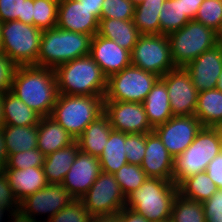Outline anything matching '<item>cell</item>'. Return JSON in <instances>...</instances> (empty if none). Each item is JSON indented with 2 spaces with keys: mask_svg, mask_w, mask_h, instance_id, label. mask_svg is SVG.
<instances>
[{
  "mask_svg": "<svg viewBox=\"0 0 222 222\" xmlns=\"http://www.w3.org/2000/svg\"><path fill=\"white\" fill-rule=\"evenodd\" d=\"M11 92L41 117L50 116L59 95L54 69L17 66Z\"/></svg>",
  "mask_w": 222,
  "mask_h": 222,
  "instance_id": "cell-1",
  "label": "cell"
},
{
  "mask_svg": "<svg viewBox=\"0 0 222 222\" xmlns=\"http://www.w3.org/2000/svg\"><path fill=\"white\" fill-rule=\"evenodd\" d=\"M54 71L59 94L105 96L108 78L90 55L63 63Z\"/></svg>",
  "mask_w": 222,
  "mask_h": 222,
  "instance_id": "cell-2",
  "label": "cell"
},
{
  "mask_svg": "<svg viewBox=\"0 0 222 222\" xmlns=\"http://www.w3.org/2000/svg\"><path fill=\"white\" fill-rule=\"evenodd\" d=\"M178 194L173 180L148 177L127 198L125 206L142 214L149 222L169 220Z\"/></svg>",
  "mask_w": 222,
  "mask_h": 222,
  "instance_id": "cell-3",
  "label": "cell"
},
{
  "mask_svg": "<svg viewBox=\"0 0 222 222\" xmlns=\"http://www.w3.org/2000/svg\"><path fill=\"white\" fill-rule=\"evenodd\" d=\"M92 37L59 27L43 30L36 66H57L90 54Z\"/></svg>",
  "mask_w": 222,
  "mask_h": 222,
  "instance_id": "cell-4",
  "label": "cell"
},
{
  "mask_svg": "<svg viewBox=\"0 0 222 222\" xmlns=\"http://www.w3.org/2000/svg\"><path fill=\"white\" fill-rule=\"evenodd\" d=\"M222 152V135L218 127H202L192 144L173 161V182L204 172L211 160Z\"/></svg>",
  "mask_w": 222,
  "mask_h": 222,
  "instance_id": "cell-5",
  "label": "cell"
},
{
  "mask_svg": "<svg viewBox=\"0 0 222 222\" xmlns=\"http://www.w3.org/2000/svg\"><path fill=\"white\" fill-rule=\"evenodd\" d=\"M104 113V97L59 94L50 117L74 139Z\"/></svg>",
  "mask_w": 222,
  "mask_h": 222,
  "instance_id": "cell-6",
  "label": "cell"
},
{
  "mask_svg": "<svg viewBox=\"0 0 222 222\" xmlns=\"http://www.w3.org/2000/svg\"><path fill=\"white\" fill-rule=\"evenodd\" d=\"M176 67H185L203 52L217 45V32L195 20L167 35Z\"/></svg>",
  "mask_w": 222,
  "mask_h": 222,
  "instance_id": "cell-7",
  "label": "cell"
},
{
  "mask_svg": "<svg viewBox=\"0 0 222 222\" xmlns=\"http://www.w3.org/2000/svg\"><path fill=\"white\" fill-rule=\"evenodd\" d=\"M43 31L34 25L13 20L1 25V51L18 66L37 63Z\"/></svg>",
  "mask_w": 222,
  "mask_h": 222,
  "instance_id": "cell-8",
  "label": "cell"
},
{
  "mask_svg": "<svg viewBox=\"0 0 222 222\" xmlns=\"http://www.w3.org/2000/svg\"><path fill=\"white\" fill-rule=\"evenodd\" d=\"M159 78L157 74L130 65L107 79L104 101L143 103Z\"/></svg>",
  "mask_w": 222,
  "mask_h": 222,
  "instance_id": "cell-9",
  "label": "cell"
},
{
  "mask_svg": "<svg viewBox=\"0 0 222 222\" xmlns=\"http://www.w3.org/2000/svg\"><path fill=\"white\" fill-rule=\"evenodd\" d=\"M130 55L131 65L160 77L176 68L167 35H140Z\"/></svg>",
  "mask_w": 222,
  "mask_h": 222,
  "instance_id": "cell-10",
  "label": "cell"
},
{
  "mask_svg": "<svg viewBox=\"0 0 222 222\" xmlns=\"http://www.w3.org/2000/svg\"><path fill=\"white\" fill-rule=\"evenodd\" d=\"M80 200L92 216L118 214L126 204L114 175L103 171Z\"/></svg>",
  "mask_w": 222,
  "mask_h": 222,
  "instance_id": "cell-11",
  "label": "cell"
},
{
  "mask_svg": "<svg viewBox=\"0 0 222 222\" xmlns=\"http://www.w3.org/2000/svg\"><path fill=\"white\" fill-rule=\"evenodd\" d=\"M202 124L195 115L173 116L167 122L154 128L170 155L175 158L194 141Z\"/></svg>",
  "mask_w": 222,
  "mask_h": 222,
  "instance_id": "cell-12",
  "label": "cell"
},
{
  "mask_svg": "<svg viewBox=\"0 0 222 222\" xmlns=\"http://www.w3.org/2000/svg\"><path fill=\"white\" fill-rule=\"evenodd\" d=\"M167 86L173 116L194 115L198 91L184 67H176L160 77Z\"/></svg>",
  "mask_w": 222,
  "mask_h": 222,
  "instance_id": "cell-13",
  "label": "cell"
},
{
  "mask_svg": "<svg viewBox=\"0 0 222 222\" xmlns=\"http://www.w3.org/2000/svg\"><path fill=\"white\" fill-rule=\"evenodd\" d=\"M104 113L113 130L123 133L147 134L154 131L150 125L143 103L104 101Z\"/></svg>",
  "mask_w": 222,
  "mask_h": 222,
  "instance_id": "cell-14",
  "label": "cell"
},
{
  "mask_svg": "<svg viewBox=\"0 0 222 222\" xmlns=\"http://www.w3.org/2000/svg\"><path fill=\"white\" fill-rule=\"evenodd\" d=\"M74 198L62 184H47L20 202V210L36 220L35 215L49 213L48 219L69 205Z\"/></svg>",
  "mask_w": 222,
  "mask_h": 222,
  "instance_id": "cell-15",
  "label": "cell"
},
{
  "mask_svg": "<svg viewBox=\"0 0 222 222\" xmlns=\"http://www.w3.org/2000/svg\"><path fill=\"white\" fill-rule=\"evenodd\" d=\"M100 172L99 157L79 151L62 186L74 199H80L96 181Z\"/></svg>",
  "mask_w": 222,
  "mask_h": 222,
  "instance_id": "cell-16",
  "label": "cell"
},
{
  "mask_svg": "<svg viewBox=\"0 0 222 222\" xmlns=\"http://www.w3.org/2000/svg\"><path fill=\"white\" fill-rule=\"evenodd\" d=\"M89 55L100 66L107 78L131 65L129 50L98 34L91 39Z\"/></svg>",
  "mask_w": 222,
  "mask_h": 222,
  "instance_id": "cell-17",
  "label": "cell"
},
{
  "mask_svg": "<svg viewBox=\"0 0 222 222\" xmlns=\"http://www.w3.org/2000/svg\"><path fill=\"white\" fill-rule=\"evenodd\" d=\"M197 91L215 89L222 72V53L216 45L199 55L184 67Z\"/></svg>",
  "mask_w": 222,
  "mask_h": 222,
  "instance_id": "cell-18",
  "label": "cell"
},
{
  "mask_svg": "<svg viewBox=\"0 0 222 222\" xmlns=\"http://www.w3.org/2000/svg\"><path fill=\"white\" fill-rule=\"evenodd\" d=\"M99 19L78 0H60L57 26L63 30L87 34L98 32Z\"/></svg>",
  "mask_w": 222,
  "mask_h": 222,
  "instance_id": "cell-19",
  "label": "cell"
},
{
  "mask_svg": "<svg viewBox=\"0 0 222 222\" xmlns=\"http://www.w3.org/2000/svg\"><path fill=\"white\" fill-rule=\"evenodd\" d=\"M174 158L155 131L146 134V149L141 168L148 177L173 180Z\"/></svg>",
  "mask_w": 222,
  "mask_h": 222,
  "instance_id": "cell-20",
  "label": "cell"
},
{
  "mask_svg": "<svg viewBox=\"0 0 222 222\" xmlns=\"http://www.w3.org/2000/svg\"><path fill=\"white\" fill-rule=\"evenodd\" d=\"M4 171L19 202L48 184L42 167H29L23 170L4 169Z\"/></svg>",
  "mask_w": 222,
  "mask_h": 222,
  "instance_id": "cell-21",
  "label": "cell"
},
{
  "mask_svg": "<svg viewBox=\"0 0 222 222\" xmlns=\"http://www.w3.org/2000/svg\"><path fill=\"white\" fill-rule=\"evenodd\" d=\"M76 141L57 121L50 116L41 117L38 124L37 148L49 155Z\"/></svg>",
  "mask_w": 222,
  "mask_h": 222,
  "instance_id": "cell-22",
  "label": "cell"
},
{
  "mask_svg": "<svg viewBox=\"0 0 222 222\" xmlns=\"http://www.w3.org/2000/svg\"><path fill=\"white\" fill-rule=\"evenodd\" d=\"M143 106L150 125L156 126L173 117L166 83L159 78L143 101Z\"/></svg>",
  "mask_w": 222,
  "mask_h": 222,
  "instance_id": "cell-23",
  "label": "cell"
},
{
  "mask_svg": "<svg viewBox=\"0 0 222 222\" xmlns=\"http://www.w3.org/2000/svg\"><path fill=\"white\" fill-rule=\"evenodd\" d=\"M112 127L108 116L103 113L92 121L76 139L80 151L99 157L108 141Z\"/></svg>",
  "mask_w": 222,
  "mask_h": 222,
  "instance_id": "cell-24",
  "label": "cell"
},
{
  "mask_svg": "<svg viewBox=\"0 0 222 222\" xmlns=\"http://www.w3.org/2000/svg\"><path fill=\"white\" fill-rule=\"evenodd\" d=\"M80 151L78 142L61 148L47 156L43 165V171L48 184H62L67 172Z\"/></svg>",
  "mask_w": 222,
  "mask_h": 222,
  "instance_id": "cell-25",
  "label": "cell"
},
{
  "mask_svg": "<svg viewBox=\"0 0 222 222\" xmlns=\"http://www.w3.org/2000/svg\"><path fill=\"white\" fill-rule=\"evenodd\" d=\"M97 34L115 41L130 52L141 35L133 20L117 19H100Z\"/></svg>",
  "mask_w": 222,
  "mask_h": 222,
  "instance_id": "cell-26",
  "label": "cell"
},
{
  "mask_svg": "<svg viewBox=\"0 0 222 222\" xmlns=\"http://www.w3.org/2000/svg\"><path fill=\"white\" fill-rule=\"evenodd\" d=\"M194 115L203 127H219L222 124V91L215 88L198 92Z\"/></svg>",
  "mask_w": 222,
  "mask_h": 222,
  "instance_id": "cell-27",
  "label": "cell"
},
{
  "mask_svg": "<svg viewBox=\"0 0 222 222\" xmlns=\"http://www.w3.org/2000/svg\"><path fill=\"white\" fill-rule=\"evenodd\" d=\"M2 98L5 125L34 126L39 124L41 116L11 91L3 94Z\"/></svg>",
  "mask_w": 222,
  "mask_h": 222,
  "instance_id": "cell-28",
  "label": "cell"
},
{
  "mask_svg": "<svg viewBox=\"0 0 222 222\" xmlns=\"http://www.w3.org/2000/svg\"><path fill=\"white\" fill-rule=\"evenodd\" d=\"M124 143L125 133L112 129L104 150L99 156L101 171L114 174L128 163Z\"/></svg>",
  "mask_w": 222,
  "mask_h": 222,
  "instance_id": "cell-29",
  "label": "cell"
},
{
  "mask_svg": "<svg viewBox=\"0 0 222 222\" xmlns=\"http://www.w3.org/2000/svg\"><path fill=\"white\" fill-rule=\"evenodd\" d=\"M7 155L37 148L38 125L2 127Z\"/></svg>",
  "mask_w": 222,
  "mask_h": 222,
  "instance_id": "cell-30",
  "label": "cell"
},
{
  "mask_svg": "<svg viewBox=\"0 0 222 222\" xmlns=\"http://www.w3.org/2000/svg\"><path fill=\"white\" fill-rule=\"evenodd\" d=\"M165 0H144L135 6L134 24L141 35H159V15Z\"/></svg>",
  "mask_w": 222,
  "mask_h": 222,
  "instance_id": "cell-31",
  "label": "cell"
},
{
  "mask_svg": "<svg viewBox=\"0 0 222 222\" xmlns=\"http://www.w3.org/2000/svg\"><path fill=\"white\" fill-rule=\"evenodd\" d=\"M217 190V186L205 171L184 179L178 185L181 196L198 202L209 199Z\"/></svg>",
  "mask_w": 222,
  "mask_h": 222,
  "instance_id": "cell-32",
  "label": "cell"
},
{
  "mask_svg": "<svg viewBox=\"0 0 222 222\" xmlns=\"http://www.w3.org/2000/svg\"><path fill=\"white\" fill-rule=\"evenodd\" d=\"M171 222H207L202 202L181 196L175 197L172 205Z\"/></svg>",
  "mask_w": 222,
  "mask_h": 222,
  "instance_id": "cell-33",
  "label": "cell"
},
{
  "mask_svg": "<svg viewBox=\"0 0 222 222\" xmlns=\"http://www.w3.org/2000/svg\"><path fill=\"white\" fill-rule=\"evenodd\" d=\"M160 34L169 35L180 30L190 19L183 13L181 1L165 0L159 15Z\"/></svg>",
  "mask_w": 222,
  "mask_h": 222,
  "instance_id": "cell-34",
  "label": "cell"
},
{
  "mask_svg": "<svg viewBox=\"0 0 222 222\" xmlns=\"http://www.w3.org/2000/svg\"><path fill=\"white\" fill-rule=\"evenodd\" d=\"M34 0H0V21L18 20L33 25Z\"/></svg>",
  "mask_w": 222,
  "mask_h": 222,
  "instance_id": "cell-35",
  "label": "cell"
},
{
  "mask_svg": "<svg viewBox=\"0 0 222 222\" xmlns=\"http://www.w3.org/2000/svg\"><path fill=\"white\" fill-rule=\"evenodd\" d=\"M113 175L126 198L148 178L141 166L129 163L124 164Z\"/></svg>",
  "mask_w": 222,
  "mask_h": 222,
  "instance_id": "cell-36",
  "label": "cell"
},
{
  "mask_svg": "<svg viewBox=\"0 0 222 222\" xmlns=\"http://www.w3.org/2000/svg\"><path fill=\"white\" fill-rule=\"evenodd\" d=\"M60 0H34L33 25L43 30L57 26Z\"/></svg>",
  "mask_w": 222,
  "mask_h": 222,
  "instance_id": "cell-37",
  "label": "cell"
},
{
  "mask_svg": "<svg viewBox=\"0 0 222 222\" xmlns=\"http://www.w3.org/2000/svg\"><path fill=\"white\" fill-rule=\"evenodd\" d=\"M194 20L217 32L222 25V0H204Z\"/></svg>",
  "mask_w": 222,
  "mask_h": 222,
  "instance_id": "cell-38",
  "label": "cell"
},
{
  "mask_svg": "<svg viewBox=\"0 0 222 222\" xmlns=\"http://www.w3.org/2000/svg\"><path fill=\"white\" fill-rule=\"evenodd\" d=\"M92 218L93 216L86 210L83 202L80 199H74L45 222H91Z\"/></svg>",
  "mask_w": 222,
  "mask_h": 222,
  "instance_id": "cell-39",
  "label": "cell"
},
{
  "mask_svg": "<svg viewBox=\"0 0 222 222\" xmlns=\"http://www.w3.org/2000/svg\"><path fill=\"white\" fill-rule=\"evenodd\" d=\"M45 155L38 149L26 150L8 155L5 169H26L29 167H43Z\"/></svg>",
  "mask_w": 222,
  "mask_h": 222,
  "instance_id": "cell-40",
  "label": "cell"
},
{
  "mask_svg": "<svg viewBox=\"0 0 222 222\" xmlns=\"http://www.w3.org/2000/svg\"><path fill=\"white\" fill-rule=\"evenodd\" d=\"M134 9L129 0H104L100 19L133 20Z\"/></svg>",
  "mask_w": 222,
  "mask_h": 222,
  "instance_id": "cell-41",
  "label": "cell"
},
{
  "mask_svg": "<svg viewBox=\"0 0 222 222\" xmlns=\"http://www.w3.org/2000/svg\"><path fill=\"white\" fill-rule=\"evenodd\" d=\"M126 158L129 164L141 166L146 149V134L125 133Z\"/></svg>",
  "mask_w": 222,
  "mask_h": 222,
  "instance_id": "cell-42",
  "label": "cell"
},
{
  "mask_svg": "<svg viewBox=\"0 0 222 222\" xmlns=\"http://www.w3.org/2000/svg\"><path fill=\"white\" fill-rule=\"evenodd\" d=\"M17 64L5 52L0 51V94L11 91Z\"/></svg>",
  "mask_w": 222,
  "mask_h": 222,
  "instance_id": "cell-43",
  "label": "cell"
},
{
  "mask_svg": "<svg viewBox=\"0 0 222 222\" xmlns=\"http://www.w3.org/2000/svg\"><path fill=\"white\" fill-rule=\"evenodd\" d=\"M0 207L7 211L10 210L9 213L18 211L20 208V202L14 195L4 170L0 171Z\"/></svg>",
  "mask_w": 222,
  "mask_h": 222,
  "instance_id": "cell-44",
  "label": "cell"
},
{
  "mask_svg": "<svg viewBox=\"0 0 222 222\" xmlns=\"http://www.w3.org/2000/svg\"><path fill=\"white\" fill-rule=\"evenodd\" d=\"M202 205L207 222H222V189H218Z\"/></svg>",
  "mask_w": 222,
  "mask_h": 222,
  "instance_id": "cell-45",
  "label": "cell"
},
{
  "mask_svg": "<svg viewBox=\"0 0 222 222\" xmlns=\"http://www.w3.org/2000/svg\"><path fill=\"white\" fill-rule=\"evenodd\" d=\"M205 172L217 188L222 189V152L211 160Z\"/></svg>",
  "mask_w": 222,
  "mask_h": 222,
  "instance_id": "cell-46",
  "label": "cell"
},
{
  "mask_svg": "<svg viewBox=\"0 0 222 222\" xmlns=\"http://www.w3.org/2000/svg\"><path fill=\"white\" fill-rule=\"evenodd\" d=\"M181 1V7L183 13L190 19L194 20L200 5L204 0H179Z\"/></svg>",
  "mask_w": 222,
  "mask_h": 222,
  "instance_id": "cell-47",
  "label": "cell"
},
{
  "mask_svg": "<svg viewBox=\"0 0 222 222\" xmlns=\"http://www.w3.org/2000/svg\"><path fill=\"white\" fill-rule=\"evenodd\" d=\"M118 215L121 222H149L142 214H139L126 206L119 211Z\"/></svg>",
  "mask_w": 222,
  "mask_h": 222,
  "instance_id": "cell-48",
  "label": "cell"
},
{
  "mask_svg": "<svg viewBox=\"0 0 222 222\" xmlns=\"http://www.w3.org/2000/svg\"><path fill=\"white\" fill-rule=\"evenodd\" d=\"M78 2L83 4L100 20L104 0H78Z\"/></svg>",
  "mask_w": 222,
  "mask_h": 222,
  "instance_id": "cell-49",
  "label": "cell"
},
{
  "mask_svg": "<svg viewBox=\"0 0 222 222\" xmlns=\"http://www.w3.org/2000/svg\"><path fill=\"white\" fill-rule=\"evenodd\" d=\"M7 157L8 155L4 140V134L2 128H0V171H3L5 169L7 163Z\"/></svg>",
  "mask_w": 222,
  "mask_h": 222,
  "instance_id": "cell-50",
  "label": "cell"
},
{
  "mask_svg": "<svg viewBox=\"0 0 222 222\" xmlns=\"http://www.w3.org/2000/svg\"><path fill=\"white\" fill-rule=\"evenodd\" d=\"M11 216H13L12 222H41L33 220L31 217L24 214L20 209L18 211H12Z\"/></svg>",
  "mask_w": 222,
  "mask_h": 222,
  "instance_id": "cell-51",
  "label": "cell"
},
{
  "mask_svg": "<svg viewBox=\"0 0 222 222\" xmlns=\"http://www.w3.org/2000/svg\"><path fill=\"white\" fill-rule=\"evenodd\" d=\"M91 222H121V219L118 214L102 215V216H93Z\"/></svg>",
  "mask_w": 222,
  "mask_h": 222,
  "instance_id": "cell-52",
  "label": "cell"
},
{
  "mask_svg": "<svg viewBox=\"0 0 222 222\" xmlns=\"http://www.w3.org/2000/svg\"><path fill=\"white\" fill-rule=\"evenodd\" d=\"M5 125L4 112H3V98L0 94V128Z\"/></svg>",
  "mask_w": 222,
  "mask_h": 222,
  "instance_id": "cell-53",
  "label": "cell"
},
{
  "mask_svg": "<svg viewBox=\"0 0 222 222\" xmlns=\"http://www.w3.org/2000/svg\"><path fill=\"white\" fill-rule=\"evenodd\" d=\"M219 91H222V72L219 75V79H218V83H217V87H216Z\"/></svg>",
  "mask_w": 222,
  "mask_h": 222,
  "instance_id": "cell-54",
  "label": "cell"
},
{
  "mask_svg": "<svg viewBox=\"0 0 222 222\" xmlns=\"http://www.w3.org/2000/svg\"><path fill=\"white\" fill-rule=\"evenodd\" d=\"M217 46L220 48L222 53V38H217Z\"/></svg>",
  "mask_w": 222,
  "mask_h": 222,
  "instance_id": "cell-55",
  "label": "cell"
},
{
  "mask_svg": "<svg viewBox=\"0 0 222 222\" xmlns=\"http://www.w3.org/2000/svg\"><path fill=\"white\" fill-rule=\"evenodd\" d=\"M130 2H132L135 6L144 2V0H129Z\"/></svg>",
  "mask_w": 222,
  "mask_h": 222,
  "instance_id": "cell-56",
  "label": "cell"
},
{
  "mask_svg": "<svg viewBox=\"0 0 222 222\" xmlns=\"http://www.w3.org/2000/svg\"><path fill=\"white\" fill-rule=\"evenodd\" d=\"M217 38H222V25L221 28L217 31Z\"/></svg>",
  "mask_w": 222,
  "mask_h": 222,
  "instance_id": "cell-57",
  "label": "cell"
},
{
  "mask_svg": "<svg viewBox=\"0 0 222 222\" xmlns=\"http://www.w3.org/2000/svg\"><path fill=\"white\" fill-rule=\"evenodd\" d=\"M4 212H5V209L0 207V222H1L2 218H3L2 216H3Z\"/></svg>",
  "mask_w": 222,
  "mask_h": 222,
  "instance_id": "cell-58",
  "label": "cell"
},
{
  "mask_svg": "<svg viewBox=\"0 0 222 222\" xmlns=\"http://www.w3.org/2000/svg\"><path fill=\"white\" fill-rule=\"evenodd\" d=\"M1 25H2V22L0 21V51H1Z\"/></svg>",
  "mask_w": 222,
  "mask_h": 222,
  "instance_id": "cell-59",
  "label": "cell"
},
{
  "mask_svg": "<svg viewBox=\"0 0 222 222\" xmlns=\"http://www.w3.org/2000/svg\"><path fill=\"white\" fill-rule=\"evenodd\" d=\"M218 128H219L221 135H222V126H219Z\"/></svg>",
  "mask_w": 222,
  "mask_h": 222,
  "instance_id": "cell-60",
  "label": "cell"
},
{
  "mask_svg": "<svg viewBox=\"0 0 222 222\" xmlns=\"http://www.w3.org/2000/svg\"><path fill=\"white\" fill-rule=\"evenodd\" d=\"M159 222H171L170 219L169 220H164V221H159Z\"/></svg>",
  "mask_w": 222,
  "mask_h": 222,
  "instance_id": "cell-61",
  "label": "cell"
}]
</instances>
